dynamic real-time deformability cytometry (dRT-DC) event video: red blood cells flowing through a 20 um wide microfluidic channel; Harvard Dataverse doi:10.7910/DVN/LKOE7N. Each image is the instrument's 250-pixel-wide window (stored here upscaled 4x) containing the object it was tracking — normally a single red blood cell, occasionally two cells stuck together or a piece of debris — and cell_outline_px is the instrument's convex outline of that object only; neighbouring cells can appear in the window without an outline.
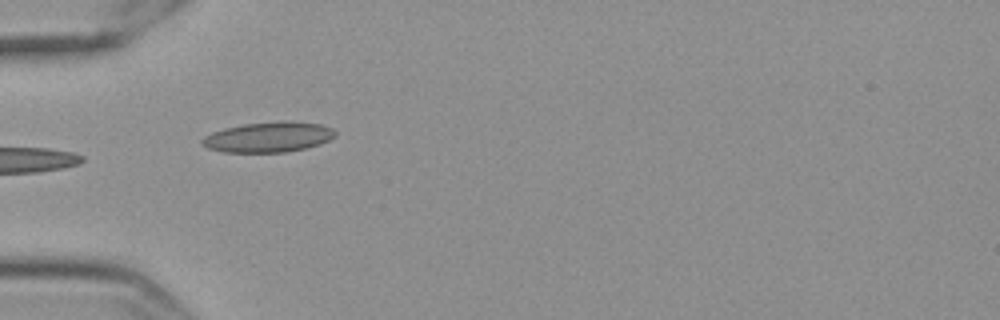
{"species": "Egyptian fruit bat (a non-hibernating species)", "species_latin": "Rousettus aegyptiacus", "temperature_condition": "cold", "stored_images_in_passage": 27, "camera_frame_rate_fps": 3000, "um_per_image_px": 0.085, "frame": {"image": 1, "passage_image": 1, "time_ms": 0.0, "image_size_px": [1000, 320], "cell_outline_px": [[336, 136], [320, 144], [304, 148], [284, 152], [224, 152], [208, 148], [200, 144], [200, 140], [204, 136], [212, 132], [224, 128], [244, 124], [284, 120], [288, 120], [320, 124], [332, 128], [336, 132]], "centroid_in_image_um": [22.8, 11.64], "position_along_channel_um": 62.2, "area_um2": 23.58}, "authors_computed_cell_mechanics": {"area_um2": 21.6172, "velocity_mm_per_s": 3.5439, "shape_relaxation_time_tau1_ms": 9.9748, "shape_relaxation_time_tau2_ms": 5.4448, "deformation_change_tau1": 0.2225, "deformation_change_tau2": 0.1944}}